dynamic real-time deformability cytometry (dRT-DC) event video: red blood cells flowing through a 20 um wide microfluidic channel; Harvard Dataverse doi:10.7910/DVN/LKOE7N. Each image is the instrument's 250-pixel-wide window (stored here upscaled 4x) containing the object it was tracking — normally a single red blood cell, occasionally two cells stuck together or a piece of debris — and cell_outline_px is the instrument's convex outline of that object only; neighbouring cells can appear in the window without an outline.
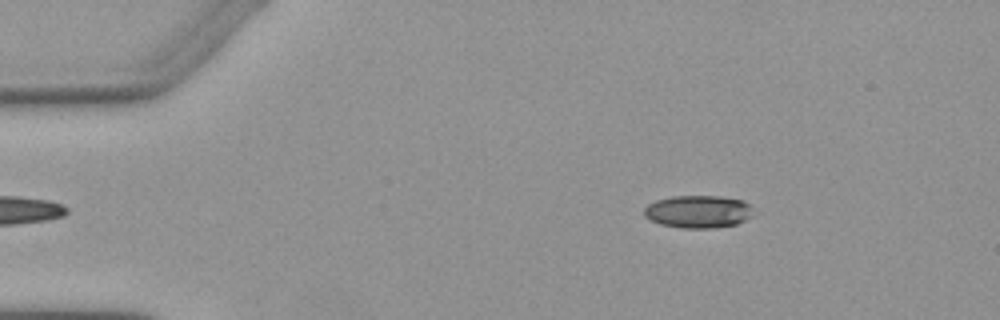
{"species": "Egyptian fruit bat (a non-hibernating species)", "species_latin": "Rousettus aegyptiacus", "temperature_condition": "warm", "stored_images_in_passage": 5, "camera_frame_rate_fps": 3000, "um_per_image_px": 0.085, "animal": {"sex": "female"}, "frame": {"image": 1, "passage_image": 5, "time_ms": 4.667, "image_size_px": [1000, 320], "cell_outline_px": [[752, 216], [736, 224], [716, 228], [680, 228], [660, 224], [644, 216], [644, 208], [648, 204], [656, 200], [672, 196], [720, 196], [744, 200], [752, 204]], "centroid_in_image_um": [59.37, 17.98], "position_along_channel_um": 25.6, "area_um2": 20.98}}